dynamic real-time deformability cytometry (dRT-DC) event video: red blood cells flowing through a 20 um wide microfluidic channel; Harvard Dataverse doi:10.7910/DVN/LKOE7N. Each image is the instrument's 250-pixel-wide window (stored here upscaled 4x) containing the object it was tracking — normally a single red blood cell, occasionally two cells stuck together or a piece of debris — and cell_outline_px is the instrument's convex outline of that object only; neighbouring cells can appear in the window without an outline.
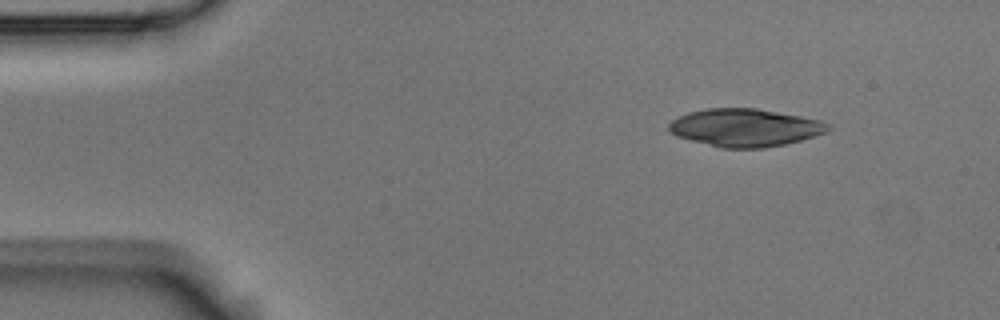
{"species": "Egyptian fruit bat (a non-hibernating species)", "species_latin": "Rousettus aegyptiacus", "temperature_condition": "room temperature", "stored_images_in_passage": 3, "camera_frame_rate_fps": 3000, "um_per_image_px": 0.085, "animal": {"sex": "male"}, "frame": {"image": 1, "passage_image": 1, "time_ms": 0.0, "image_size_px": [1000, 320], "cell_outline_px": [[832, 128], [828, 132], [800, 140], [784, 144], [764, 148], [720, 148], [676, 136], [668, 128], [668, 124], [672, 120], [688, 112], [708, 108], [756, 108], [800, 116], [820, 120], [828, 124]], "centroid_in_image_um": [63.33, 10.85], "position_along_channel_um": 21.7, "area_um2": 34.97}}